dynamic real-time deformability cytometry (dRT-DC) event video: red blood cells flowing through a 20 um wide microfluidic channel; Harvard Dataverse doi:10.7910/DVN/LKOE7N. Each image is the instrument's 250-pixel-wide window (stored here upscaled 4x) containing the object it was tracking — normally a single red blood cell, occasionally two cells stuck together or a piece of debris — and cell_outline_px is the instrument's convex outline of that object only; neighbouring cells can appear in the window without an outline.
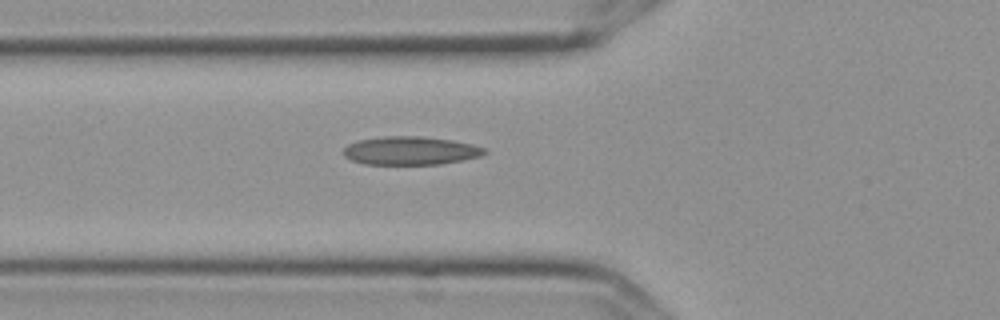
{"species": "Egyptian fruit bat (a non-hibernating species)", "species_latin": "Rousettus aegyptiacus", "temperature_condition": "cold", "stored_images_in_passage": 6, "camera_frame_rate_fps": 3000, "um_per_image_px": 0.085, "frame": {"image": 1, "passage_image": 6, "time_ms": 1.667, "image_size_px": [1000, 320], "cell_outline_px": [[488, 152], [480, 156], [464, 160], [440, 164], [364, 164], [352, 160], [344, 156], [344, 148], [348, 144], [356, 140], [384, 136], [424, 136], [452, 140], [472, 144], [484, 148]], "centroid_in_image_um": [34.89, 12.8], "position_along_channel_um": 90.9, "area_um2": 23.41}}